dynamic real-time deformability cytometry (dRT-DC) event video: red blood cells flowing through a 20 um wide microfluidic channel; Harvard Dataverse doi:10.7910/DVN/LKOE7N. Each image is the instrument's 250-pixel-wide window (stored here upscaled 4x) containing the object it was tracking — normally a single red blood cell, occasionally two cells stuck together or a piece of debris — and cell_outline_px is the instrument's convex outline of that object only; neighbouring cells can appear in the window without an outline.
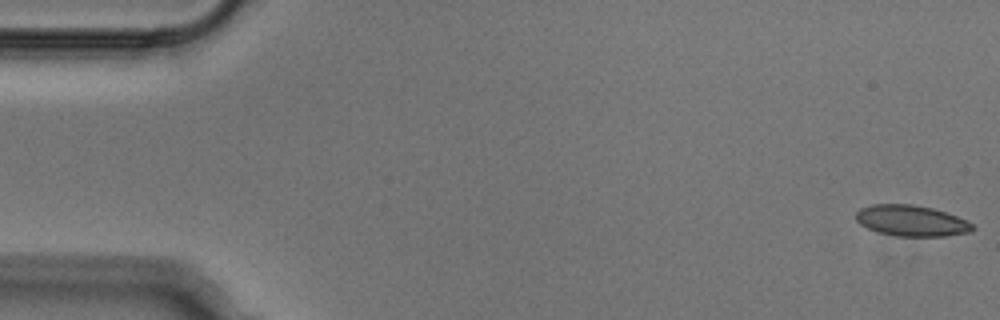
{"species": "Egyptian fruit bat (a non-hibernating species)", "species_latin": "Rousettus aegyptiacus", "temperature_condition": "cold", "stored_images_in_passage": 52, "camera_frame_rate_fps": 3000, "um_per_image_px": 0.085, "animal": {"sex": "male"}, "frame": {"image": 1, "passage_image": 1, "time_ms": 0.0, "image_size_px": [1000, 320], "cell_outline_px": [[976, 228], [968, 232], [944, 236], [896, 236], [876, 232], [860, 224], [856, 220], [856, 212], [860, 208], [872, 204], [912, 204], [932, 208], [968, 220]], "centroid_in_image_um": [77.45, 18.76], "position_along_channel_um": 7.6, "area_um2": 21.04}}
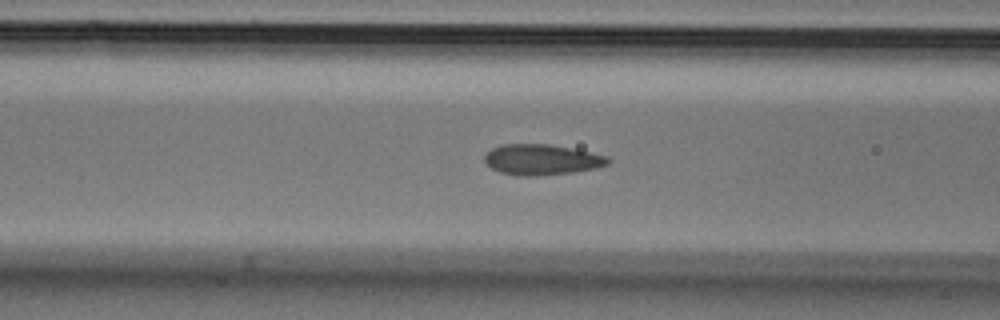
{"frame": {"image": 2, "passage_image": 20, "time_ms": 6.333, "image_size_px": [1000, 320], "cell_outline_px": [[612, 160], [608, 164], [596, 168], [572, 172], [536, 176], [516, 176], [500, 172], [492, 168], [484, 160], [484, 156], [492, 148], [504, 144], [548, 144], [608, 156]], "centroid_in_image_um": [46.04, 13.58], "position_along_channel_um": 120.6, "area_um2": 21.85}}
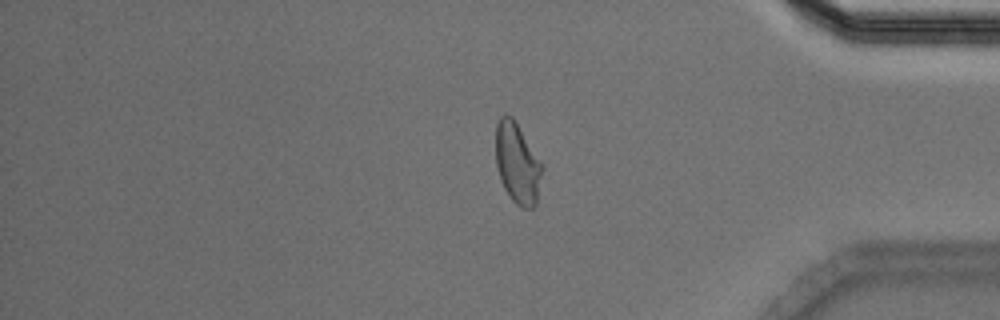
{"frame": {"image": 3, "passage_image": 43, "time_ms": 14.0, "image_size_px": [1000, 320], "cell_outline_px": [[544, 168], [536, 204], [532, 208], [520, 208], [512, 200], [504, 188], [500, 180], [496, 164], [496, 124], [500, 116], [504, 112], [512, 116], [540, 160]], "centroid_in_image_um": [43.97, 13.88], "position_along_channel_um": 391.2, "area_um2": 22.02}}